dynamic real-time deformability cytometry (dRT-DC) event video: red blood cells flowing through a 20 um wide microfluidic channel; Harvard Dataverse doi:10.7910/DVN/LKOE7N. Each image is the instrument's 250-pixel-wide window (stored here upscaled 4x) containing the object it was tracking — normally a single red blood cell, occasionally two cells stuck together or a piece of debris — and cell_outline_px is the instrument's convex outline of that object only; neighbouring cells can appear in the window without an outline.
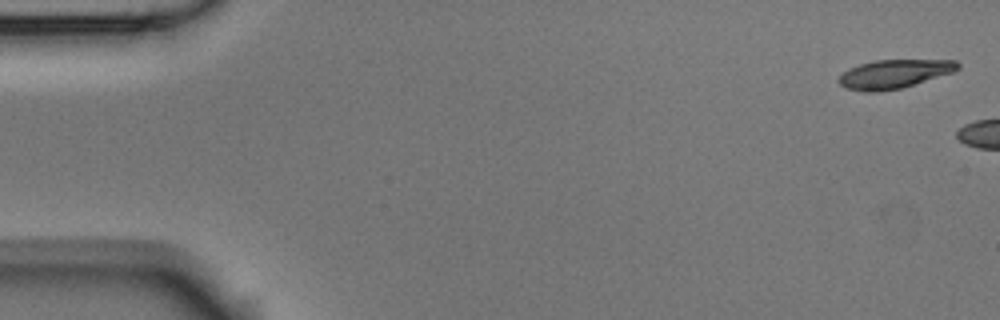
{"species": "Egyptian fruit bat (a non-hibernating species)", "species_latin": "Rousettus aegyptiacus", "temperature_condition": "room temperature", "stored_images_in_passage": 2, "camera_frame_rate_fps": 3000, "um_per_image_px": 0.085, "animal": {"sex": "male"}, "frame": {"image": 1, "passage_image": 1, "time_ms": 0.0, "image_size_px": [1000, 320], "cell_outline_px": [[960, 68], [952, 72], [900, 88], [880, 92], [864, 92], [848, 88], [840, 84], [836, 80], [848, 68], [860, 64], [876, 60], [956, 60], [960, 64]], "centroid_in_image_um": [75.98, 6.28], "position_along_channel_um": 9.0, "area_um2": 19.71}}